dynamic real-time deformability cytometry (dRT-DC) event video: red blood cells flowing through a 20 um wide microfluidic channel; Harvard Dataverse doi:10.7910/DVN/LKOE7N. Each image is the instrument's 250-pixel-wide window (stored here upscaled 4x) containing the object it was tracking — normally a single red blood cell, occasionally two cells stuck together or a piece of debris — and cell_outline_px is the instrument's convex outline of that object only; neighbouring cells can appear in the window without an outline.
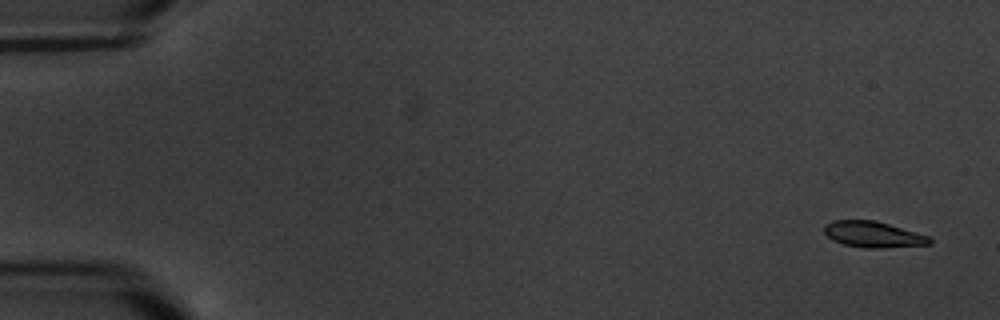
{"species": "common noctule bat (a hibernating species)", "species_latin": "Nyctalus noctula", "temperature_condition": "warm", "stored_images_in_passage": 6, "camera_frame_rate_fps": 3000, "um_per_image_px": 0.085, "animal": {"sex": "male", "body_mass_g": 20.1, "forearm_length_mm": 53.5}, "frame": {"image": 1, "passage_image": 1, "time_ms": 0.0, "image_size_px": [1000, 320], "cell_outline_px": [[932, 244], [884, 248], [864, 248], [844, 244], [832, 240], [824, 232], [824, 224], [832, 220], [876, 220], [928, 236], [932, 240]], "centroid_in_image_um": [74.2, 19.92], "position_along_channel_um": 10.8, "area_um2": 16.01}}